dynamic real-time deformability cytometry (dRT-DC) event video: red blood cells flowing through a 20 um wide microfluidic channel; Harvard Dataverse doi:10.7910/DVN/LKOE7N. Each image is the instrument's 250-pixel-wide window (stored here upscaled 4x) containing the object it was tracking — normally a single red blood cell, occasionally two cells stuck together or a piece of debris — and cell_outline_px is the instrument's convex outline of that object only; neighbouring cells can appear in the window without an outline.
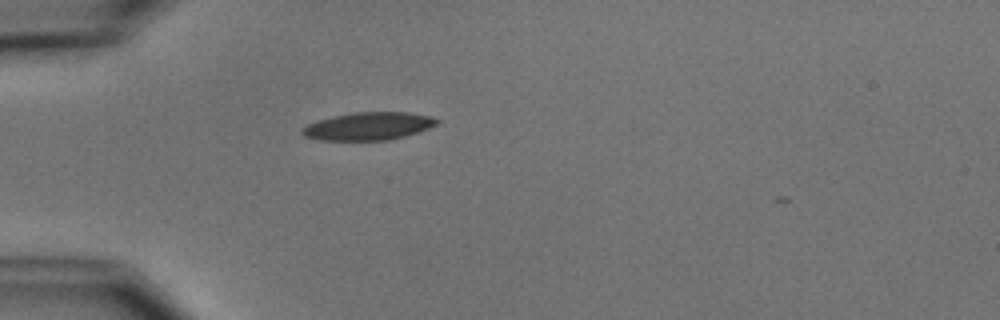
{"species": "common noctule bat (a hibernating species)", "species_latin": "Nyctalus noctula", "temperature_condition": "cold", "stored_images_in_passage": 2, "camera_frame_rate_fps": 3000, "um_per_image_px": 0.085, "animal": {"sex": "male", "body_mass_g": 15.6}, "frame": {"image": 1, "passage_image": 2, "time_ms": 1.0, "image_size_px": [1000, 320], "cell_outline_px": [[440, 120], [436, 124], [428, 128], [404, 136], [388, 140], [320, 140], [304, 136], [300, 132], [300, 128], [308, 124], [332, 116], [352, 112], [408, 112], [432, 116]], "centroid_in_image_um": [31.29, 10.72], "position_along_channel_um": 53.7, "area_um2": 21.79}}